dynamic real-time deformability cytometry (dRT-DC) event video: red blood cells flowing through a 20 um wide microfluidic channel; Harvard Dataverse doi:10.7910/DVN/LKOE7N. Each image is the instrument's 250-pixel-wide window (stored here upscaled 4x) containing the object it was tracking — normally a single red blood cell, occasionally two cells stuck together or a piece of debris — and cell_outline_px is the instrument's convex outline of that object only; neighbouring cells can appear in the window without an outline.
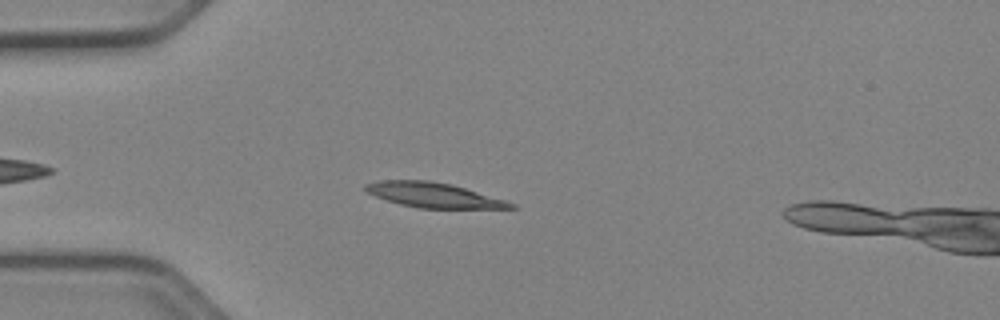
{"species": "Egyptian fruit bat (a non-hibernating species)", "species_latin": "Rousettus aegyptiacus", "temperature_condition": "cold", "stored_images_in_passage": 44, "camera_frame_rate_fps": 3000, "um_per_image_px": 0.085, "animal": {"sex": "female"}, "frame": {"image": 1, "passage_image": 6, "time_ms": 1.667, "image_size_px": [1000, 320], "cell_outline_px": [[520, 208], [420, 208], [400, 204], [376, 196], [368, 192], [364, 188], [364, 184], [380, 180], [428, 180], [452, 184], [504, 200], [516, 204]], "centroid_in_image_um": [36.85, 16.57], "position_along_channel_um": 48.1, "area_um2": 20.81}}
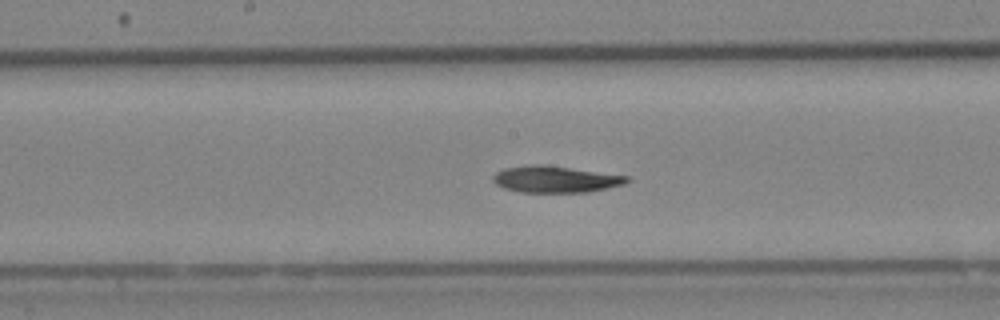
{"frame": {"image": 2, "passage_image": 19, "time_ms": 6.0, "image_size_px": [1000, 320], "cell_outline_px": [[632, 180], [624, 184], [588, 192], [520, 192], [504, 188], [496, 184], [492, 180], [492, 176], [496, 172], [504, 168], [532, 164], [544, 164], [628, 176]], "centroid_in_image_um": [47.19, 15.23], "position_along_channel_um": 201.0, "area_um2": 20.75}}
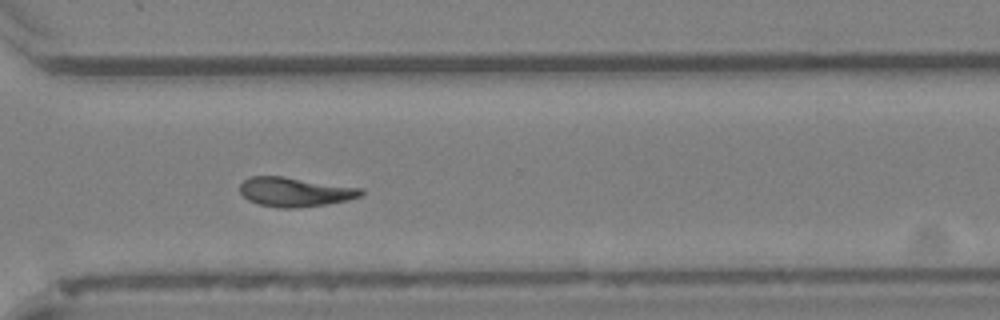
{"frame": {"image": 3, "passage_image": 30, "time_ms": 9.667, "image_size_px": [1000, 320], "cell_outline_px": [[364, 192], [360, 196], [348, 200], [324, 204], [296, 208], [280, 208], [256, 204], [248, 200], [240, 192], [240, 184], [248, 176], [284, 176], [360, 188]], "centroid_in_image_um": [25.02, 16.31], "position_along_channel_um": 345.6, "area_um2": 20.63}}